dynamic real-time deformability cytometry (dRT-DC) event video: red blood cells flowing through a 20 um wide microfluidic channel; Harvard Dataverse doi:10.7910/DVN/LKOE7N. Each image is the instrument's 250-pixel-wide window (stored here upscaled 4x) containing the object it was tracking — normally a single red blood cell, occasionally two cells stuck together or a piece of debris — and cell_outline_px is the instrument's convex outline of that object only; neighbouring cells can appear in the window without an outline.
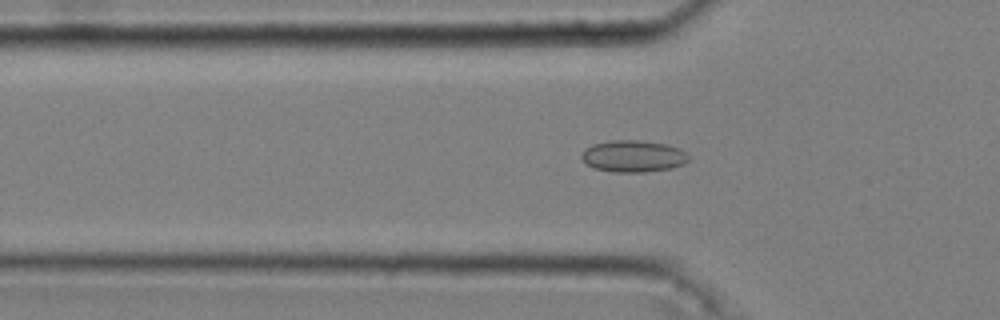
{"species": "common noctule bat (a hibernating species)", "species_latin": "Nyctalus noctula", "temperature_condition": "cold", "stored_images_in_passage": 42, "camera_frame_rate_fps": 3000, "um_per_image_px": 0.085, "animal": {"sex": "male", "body_mass_g": 20.4}, "frame": {"image": 1, "passage_image": 7, "time_ms": 2.0, "image_size_px": [1000, 320], "cell_outline_px": [[688, 160], [684, 164], [672, 168], [644, 172], [616, 172], [592, 168], [580, 156], [584, 148], [592, 144], [612, 140], [636, 140], [668, 144], [680, 148], [688, 156]], "centroid_in_image_um": [53.81, 13.27], "position_along_channel_um": 72.0, "area_um2": 19.88}}
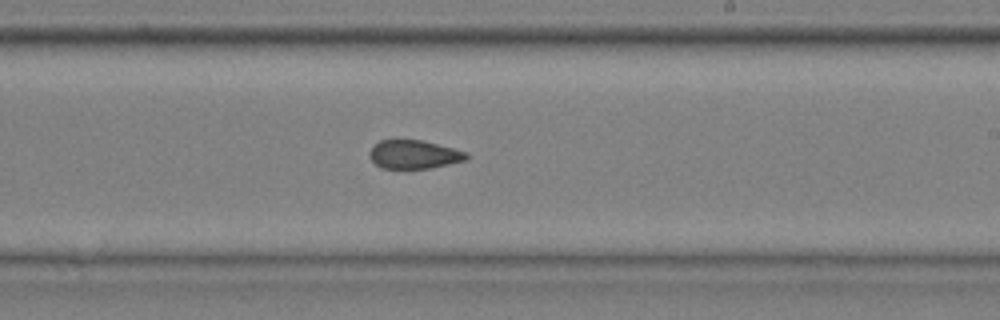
{"frame": {"image": 2, "passage_image": 22, "time_ms": 7.0, "image_size_px": [1000, 320], "cell_outline_px": [[468, 156], [464, 160], [432, 168], [380, 168], [368, 156], [368, 152], [380, 140], [420, 140], [468, 152]], "centroid_in_image_um": [35.16, 13.13], "position_along_channel_um": 253.8, "area_um2": 15.9}}
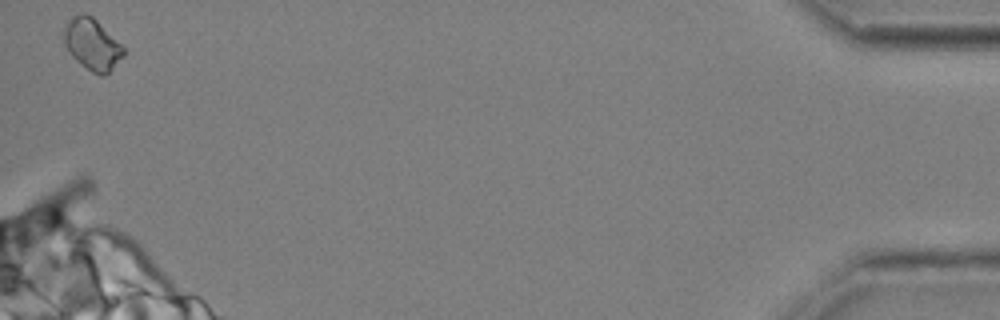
{"frame": {"image": 3, "passage_image": 42, "time_ms": 13.667, "image_size_px": [1000, 320], "cell_outline_px": [[124, 56], [104, 76], [100, 76], [92, 72], [76, 60], [68, 52], [64, 44], [60, 32], [72, 16], [92, 16], [124, 48]], "centroid_in_image_um": [7.78, 3.79], "position_along_channel_um": 427.4, "area_um2": 17.57}, "authors_computed_cell_mechanics": {"area_um2": 17.1088, "velocity_mm_per_s": 3.6352, "shape_relaxation_time_tau1_ms": null, "shape_relaxation_time_tau2_ms": 2.025, "deformation_change_tau1": null, "deformation_change_tau2": 0.0906}}